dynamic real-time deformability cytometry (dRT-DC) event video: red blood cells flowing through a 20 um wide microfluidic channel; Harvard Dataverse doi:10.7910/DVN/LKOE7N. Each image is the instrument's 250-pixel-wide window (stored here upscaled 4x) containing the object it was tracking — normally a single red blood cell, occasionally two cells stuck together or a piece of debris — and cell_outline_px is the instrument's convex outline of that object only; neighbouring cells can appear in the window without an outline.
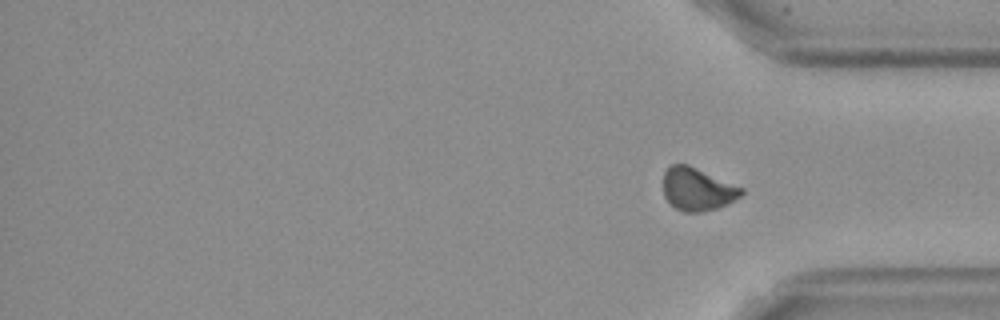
{"species": "Egyptian fruit bat (a non-hibernating species)", "species_latin": "Rousettus aegyptiacus", "temperature_condition": "cold", "stored_images_in_passage": 18, "segment_of_instrument_passage": [2, 2], "camera_frame_rate_fps": 3000, "um_per_image_px": 0.085, "frame": {"image": 1, "passage_image": 18, "time_ms": 21.333, "image_size_px": [1000, 320], "cell_outline_px": [[744, 192], [740, 196], [728, 204], [716, 208], [700, 212], [684, 212], [676, 208], [664, 196], [664, 172], [672, 164], [688, 164], [744, 188]], "centroid_in_image_um": [59.29, 16.08], "position_along_channel_um": 375.9, "area_um2": 19.36}}